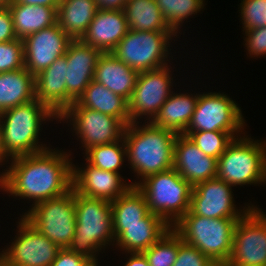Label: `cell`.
I'll return each mask as SVG.
<instances>
[{
    "label": "cell",
    "mask_w": 266,
    "mask_h": 266,
    "mask_svg": "<svg viewBox=\"0 0 266 266\" xmlns=\"http://www.w3.org/2000/svg\"><path fill=\"white\" fill-rule=\"evenodd\" d=\"M70 156L69 152L49 148L15 157L0 174V189L13 197L32 201L31 207L64 195L72 189Z\"/></svg>",
    "instance_id": "1"
},
{
    "label": "cell",
    "mask_w": 266,
    "mask_h": 266,
    "mask_svg": "<svg viewBox=\"0 0 266 266\" xmlns=\"http://www.w3.org/2000/svg\"><path fill=\"white\" fill-rule=\"evenodd\" d=\"M134 122L126 126L125 140L128 165L137 180V186L146 177L173 168V148L178 134L154 125L152 122Z\"/></svg>",
    "instance_id": "2"
},
{
    "label": "cell",
    "mask_w": 266,
    "mask_h": 266,
    "mask_svg": "<svg viewBox=\"0 0 266 266\" xmlns=\"http://www.w3.org/2000/svg\"><path fill=\"white\" fill-rule=\"evenodd\" d=\"M75 216V233L67 249L99 266V252L108 245L115 246L111 202L86 197L75 191Z\"/></svg>",
    "instance_id": "3"
},
{
    "label": "cell",
    "mask_w": 266,
    "mask_h": 266,
    "mask_svg": "<svg viewBox=\"0 0 266 266\" xmlns=\"http://www.w3.org/2000/svg\"><path fill=\"white\" fill-rule=\"evenodd\" d=\"M54 119L59 117L37 98L1 112L0 127L7 153L15 158L49 149L39 142V135L43 122Z\"/></svg>",
    "instance_id": "4"
},
{
    "label": "cell",
    "mask_w": 266,
    "mask_h": 266,
    "mask_svg": "<svg viewBox=\"0 0 266 266\" xmlns=\"http://www.w3.org/2000/svg\"><path fill=\"white\" fill-rule=\"evenodd\" d=\"M240 218H206L190 210L172 227L184 242L196 247L218 266H225L233 248V234Z\"/></svg>",
    "instance_id": "5"
},
{
    "label": "cell",
    "mask_w": 266,
    "mask_h": 266,
    "mask_svg": "<svg viewBox=\"0 0 266 266\" xmlns=\"http://www.w3.org/2000/svg\"><path fill=\"white\" fill-rule=\"evenodd\" d=\"M244 133L218 158L217 178L231 186L266 184V140Z\"/></svg>",
    "instance_id": "6"
},
{
    "label": "cell",
    "mask_w": 266,
    "mask_h": 266,
    "mask_svg": "<svg viewBox=\"0 0 266 266\" xmlns=\"http://www.w3.org/2000/svg\"><path fill=\"white\" fill-rule=\"evenodd\" d=\"M136 187L144 194L149 211L171 228L190 209L193 187L174 168L150 175Z\"/></svg>",
    "instance_id": "7"
},
{
    "label": "cell",
    "mask_w": 266,
    "mask_h": 266,
    "mask_svg": "<svg viewBox=\"0 0 266 266\" xmlns=\"http://www.w3.org/2000/svg\"><path fill=\"white\" fill-rule=\"evenodd\" d=\"M175 36L179 35L174 31H134L129 29L111 53L138 73L156 70L170 64L168 56L171 55L170 47H173L170 44Z\"/></svg>",
    "instance_id": "8"
},
{
    "label": "cell",
    "mask_w": 266,
    "mask_h": 266,
    "mask_svg": "<svg viewBox=\"0 0 266 266\" xmlns=\"http://www.w3.org/2000/svg\"><path fill=\"white\" fill-rule=\"evenodd\" d=\"M22 216L55 245L68 248L76 227L75 190L37 203Z\"/></svg>",
    "instance_id": "9"
},
{
    "label": "cell",
    "mask_w": 266,
    "mask_h": 266,
    "mask_svg": "<svg viewBox=\"0 0 266 266\" xmlns=\"http://www.w3.org/2000/svg\"><path fill=\"white\" fill-rule=\"evenodd\" d=\"M246 126L241 107L221 92H204L198 96L195 111L184 133L199 131L244 132Z\"/></svg>",
    "instance_id": "10"
},
{
    "label": "cell",
    "mask_w": 266,
    "mask_h": 266,
    "mask_svg": "<svg viewBox=\"0 0 266 266\" xmlns=\"http://www.w3.org/2000/svg\"><path fill=\"white\" fill-rule=\"evenodd\" d=\"M67 120V121H66ZM65 121L77 138L80 139L82 150L97 145L113 143L121 140L126 125L118 118L99 111L84 108L76 101L59 117L57 122Z\"/></svg>",
    "instance_id": "11"
},
{
    "label": "cell",
    "mask_w": 266,
    "mask_h": 266,
    "mask_svg": "<svg viewBox=\"0 0 266 266\" xmlns=\"http://www.w3.org/2000/svg\"><path fill=\"white\" fill-rule=\"evenodd\" d=\"M17 235L0 253L5 266H51L61 248L20 215Z\"/></svg>",
    "instance_id": "12"
},
{
    "label": "cell",
    "mask_w": 266,
    "mask_h": 266,
    "mask_svg": "<svg viewBox=\"0 0 266 266\" xmlns=\"http://www.w3.org/2000/svg\"><path fill=\"white\" fill-rule=\"evenodd\" d=\"M262 210L254 205L237 221L225 266H266V214Z\"/></svg>",
    "instance_id": "13"
},
{
    "label": "cell",
    "mask_w": 266,
    "mask_h": 266,
    "mask_svg": "<svg viewBox=\"0 0 266 266\" xmlns=\"http://www.w3.org/2000/svg\"><path fill=\"white\" fill-rule=\"evenodd\" d=\"M171 66L139 72L128 101L130 123L143 118L151 122L173 92ZM172 87V88H171ZM145 116V117H144Z\"/></svg>",
    "instance_id": "14"
},
{
    "label": "cell",
    "mask_w": 266,
    "mask_h": 266,
    "mask_svg": "<svg viewBox=\"0 0 266 266\" xmlns=\"http://www.w3.org/2000/svg\"><path fill=\"white\" fill-rule=\"evenodd\" d=\"M233 186L216 178L196 184L191 192L190 211L206 218H241L254 205L237 209ZM242 209V210H241Z\"/></svg>",
    "instance_id": "15"
},
{
    "label": "cell",
    "mask_w": 266,
    "mask_h": 266,
    "mask_svg": "<svg viewBox=\"0 0 266 266\" xmlns=\"http://www.w3.org/2000/svg\"><path fill=\"white\" fill-rule=\"evenodd\" d=\"M72 39L56 23L23 39L24 67L34 76L64 56Z\"/></svg>",
    "instance_id": "16"
},
{
    "label": "cell",
    "mask_w": 266,
    "mask_h": 266,
    "mask_svg": "<svg viewBox=\"0 0 266 266\" xmlns=\"http://www.w3.org/2000/svg\"><path fill=\"white\" fill-rule=\"evenodd\" d=\"M102 52L81 40H72L66 50L67 109L78 100L94 79L96 63Z\"/></svg>",
    "instance_id": "17"
},
{
    "label": "cell",
    "mask_w": 266,
    "mask_h": 266,
    "mask_svg": "<svg viewBox=\"0 0 266 266\" xmlns=\"http://www.w3.org/2000/svg\"><path fill=\"white\" fill-rule=\"evenodd\" d=\"M83 168L73 164L72 188L86 197L115 201L123 195L130 187V181H124L120 173L105 171L85 163Z\"/></svg>",
    "instance_id": "18"
},
{
    "label": "cell",
    "mask_w": 266,
    "mask_h": 266,
    "mask_svg": "<svg viewBox=\"0 0 266 266\" xmlns=\"http://www.w3.org/2000/svg\"><path fill=\"white\" fill-rule=\"evenodd\" d=\"M218 159L205 155L192 140L178 134L173 148V168L192 187L217 177Z\"/></svg>",
    "instance_id": "19"
},
{
    "label": "cell",
    "mask_w": 266,
    "mask_h": 266,
    "mask_svg": "<svg viewBox=\"0 0 266 266\" xmlns=\"http://www.w3.org/2000/svg\"><path fill=\"white\" fill-rule=\"evenodd\" d=\"M129 30L122 10H97L86 33L80 39L99 49L102 53L112 52Z\"/></svg>",
    "instance_id": "20"
},
{
    "label": "cell",
    "mask_w": 266,
    "mask_h": 266,
    "mask_svg": "<svg viewBox=\"0 0 266 266\" xmlns=\"http://www.w3.org/2000/svg\"><path fill=\"white\" fill-rule=\"evenodd\" d=\"M67 68L64 55L35 76L36 98L58 117L67 110Z\"/></svg>",
    "instance_id": "21"
},
{
    "label": "cell",
    "mask_w": 266,
    "mask_h": 266,
    "mask_svg": "<svg viewBox=\"0 0 266 266\" xmlns=\"http://www.w3.org/2000/svg\"><path fill=\"white\" fill-rule=\"evenodd\" d=\"M170 229L161 217L149 212L143 218V223L124 225V231L115 239L114 244L125 253L143 252Z\"/></svg>",
    "instance_id": "22"
},
{
    "label": "cell",
    "mask_w": 266,
    "mask_h": 266,
    "mask_svg": "<svg viewBox=\"0 0 266 266\" xmlns=\"http://www.w3.org/2000/svg\"><path fill=\"white\" fill-rule=\"evenodd\" d=\"M138 72L118 60L111 52L102 53L96 63L94 79L114 94L130 100Z\"/></svg>",
    "instance_id": "23"
},
{
    "label": "cell",
    "mask_w": 266,
    "mask_h": 266,
    "mask_svg": "<svg viewBox=\"0 0 266 266\" xmlns=\"http://www.w3.org/2000/svg\"><path fill=\"white\" fill-rule=\"evenodd\" d=\"M177 92L171 93L151 122L176 134H184L195 111L199 93Z\"/></svg>",
    "instance_id": "24"
},
{
    "label": "cell",
    "mask_w": 266,
    "mask_h": 266,
    "mask_svg": "<svg viewBox=\"0 0 266 266\" xmlns=\"http://www.w3.org/2000/svg\"><path fill=\"white\" fill-rule=\"evenodd\" d=\"M35 98V76L25 67L0 73V113Z\"/></svg>",
    "instance_id": "25"
},
{
    "label": "cell",
    "mask_w": 266,
    "mask_h": 266,
    "mask_svg": "<svg viewBox=\"0 0 266 266\" xmlns=\"http://www.w3.org/2000/svg\"><path fill=\"white\" fill-rule=\"evenodd\" d=\"M76 102L84 108L118 118L126 126L130 124L128 101L95 80L90 82Z\"/></svg>",
    "instance_id": "26"
},
{
    "label": "cell",
    "mask_w": 266,
    "mask_h": 266,
    "mask_svg": "<svg viewBox=\"0 0 266 266\" xmlns=\"http://www.w3.org/2000/svg\"><path fill=\"white\" fill-rule=\"evenodd\" d=\"M97 10L95 0H60L57 24L72 40H80Z\"/></svg>",
    "instance_id": "27"
},
{
    "label": "cell",
    "mask_w": 266,
    "mask_h": 266,
    "mask_svg": "<svg viewBox=\"0 0 266 266\" xmlns=\"http://www.w3.org/2000/svg\"><path fill=\"white\" fill-rule=\"evenodd\" d=\"M9 10L17 39L43 30L57 23V8L11 3Z\"/></svg>",
    "instance_id": "28"
},
{
    "label": "cell",
    "mask_w": 266,
    "mask_h": 266,
    "mask_svg": "<svg viewBox=\"0 0 266 266\" xmlns=\"http://www.w3.org/2000/svg\"><path fill=\"white\" fill-rule=\"evenodd\" d=\"M111 212L116 239L124 231V225L143 223V218L150 211L144 194L136 186H131L111 202Z\"/></svg>",
    "instance_id": "29"
},
{
    "label": "cell",
    "mask_w": 266,
    "mask_h": 266,
    "mask_svg": "<svg viewBox=\"0 0 266 266\" xmlns=\"http://www.w3.org/2000/svg\"><path fill=\"white\" fill-rule=\"evenodd\" d=\"M124 13L130 30L173 31L155 0H127Z\"/></svg>",
    "instance_id": "30"
},
{
    "label": "cell",
    "mask_w": 266,
    "mask_h": 266,
    "mask_svg": "<svg viewBox=\"0 0 266 266\" xmlns=\"http://www.w3.org/2000/svg\"><path fill=\"white\" fill-rule=\"evenodd\" d=\"M83 154H85V161L92 166L105 171L120 173L119 170L127 158L125 140L122 138L117 142L97 145L89 148Z\"/></svg>",
    "instance_id": "31"
},
{
    "label": "cell",
    "mask_w": 266,
    "mask_h": 266,
    "mask_svg": "<svg viewBox=\"0 0 266 266\" xmlns=\"http://www.w3.org/2000/svg\"><path fill=\"white\" fill-rule=\"evenodd\" d=\"M169 27L178 35L187 18L204 9L205 0H155ZM180 30V31H179ZM179 31V32H178Z\"/></svg>",
    "instance_id": "32"
},
{
    "label": "cell",
    "mask_w": 266,
    "mask_h": 266,
    "mask_svg": "<svg viewBox=\"0 0 266 266\" xmlns=\"http://www.w3.org/2000/svg\"><path fill=\"white\" fill-rule=\"evenodd\" d=\"M182 242L181 236L171 228L156 243L142 253L147 258L149 266H173Z\"/></svg>",
    "instance_id": "33"
},
{
    "label": "cell",
    "mask_w": 266,
    "mask_h": 266,
    "mask_svg": "<svg viewBox=\"0 0 266 266\" xmlns=\"http://www.w3.org/2000/svg\"><path fill=\"white\" fill-rule=\"evenodd\" d=\"M192 142L207 156L218 159L240 132L199 131L187 135Z\"/></svg>",
    "instance_id": "34"
},
{
    "label": "cell",
    "mask_w": 266,
    "mask_h": 266,
    "mask_svg": "<svg viewBox=\"0 0 266 266\" xmlns=\"http://www.w3.org/2000/svg\"><path fill=\"white\" fill-rule=\"evenodd\" d=\"M24 68V45L22 39L0 43V73Z\"/></svg>",
    "instance_id": "35"
},
{
    "label": "cell",
    "mask_w": 266,
    "mask_h": 266,
    "mask_svg": "<svg viewBox=\"0 0 266 266\" xmlns=\"http://www.w3.org/2000/svg\"><path fill=\"white\" fill-rule=\"evenodd\" d=\"M239 8L242 31L266 26V0H241Z\"/></svg>",
    "instance_id": "36"
},
{
    "label": "cell",
    "mask_w": 266,
    "mask_h": 266,
    "mask_svg": "<svg viewBox=\"0 0 266 266\" xmlns=\"http://www.w3.org/2000/svg\"><path fill=\"white\" fill-rule=\"evenodd\" d=\"M173 266H218L196 247L182 242Z\"/></svg>",
    "instance_id": "37"
},
{
    "label": "cell",
    "mask_w": 266,
    "mask_h": 266,
    "mask_svg": "<svg viewBox=\"0 0 266 266\" xmlns=\"http://www.w3.org/2000/svg\"><path fill=\"white\" fill-rule=\"evenodd\" d=\"M244 32L246 35L244 46L249 57H264L266 55V26L245 30L243 34Z\"/></svg>",
    "instance_id": "38"
},
{
    "label": "cell",
    "mask_w": 266,
    "mask_h": 266,
    "mask_svg": "<svg viewBox=\"0 0 266 266\" xmlns=\"http://www.w3.org/2000/svg\"><path fill=\"white\" fill-rule=\"evenodd\" d=\"M51 266H97L89 258L69 251L67 248L61 249L52 262Z\"/></svg>",
    "instance_id": "39"
},
{
    "label": "cell",
    "mask_w": 266,
    "mask_h": 266,
    "mask_svg": "<svg viewBox=\"0 0 266 266\" xmlns=\"http://www.w3.org/2000/svg\"><path fill=\"white\" fill-rule=\"evenodd\" d=\"M17 39L9 7L0 8V43Z\"/></svg>",
    "instance_id": "40"
},
{
    "label": "cell",
    "mask_w": 266,
    "mask_h": 266,
    "mask_svg": "<svg viewBox=\"0 0 266 266\" xmlns=\"http://www.w3.org/2000/svg\"><path fill=\"white\" fill-rule=\"evenodd\" d=\"M98 10L124 11L127 0H95Z\"/></svg>",
    "instance_id": "41"
},
{
    "label": "cell",
    "mask_w": 266,
    "mask_h": 266,
    "mask_svg": "<svg viewBox=\"0 0 266 266\" xmlns=\"http://www.w3.org/2000/svg\"><path fill=\"white\" fill-rule=\"evenodd\" d=\"M130 254L129 259L127 258L124 266H149L148 260L142 252L125 253Z\"/></svg>",
    "instance_id": "42"
},
{
    "label": "cell",
    "mask_w": 266,
    "mask_h": 266,
    "mask_svg": "<svg viewBox=\"0 0 266 266\" xmlns=\"http://www.w3.org/2000/svg\"><path fill=\"white\" fill-rule=\"evenodd\" d=\"M12 3L46 7H58L60 0H12Z\"/></svg>",
    "instance_id": "43"
},
{
    "label": "cell",
    "mask_w": 266,
    "mask_h": 266,
    "mask_svg": "<svg viewBox=\"0 0 266 266\" xmlns=\"http://www.w3.org/2000/svg\"><path fill=\"white\" fill-rule=\"evenodd\" d=\"M12 159L13 158L6 151V148L4 145L3 134H2L1 127H0V165L3 166L5 164H7L6 162H8V164H10ZM9 160H10V162H9Z\"/></svg>",
    "instance_id": "44"
},
{
    "label": "cell",
    "mask_w": 266,
    "mask_h": 266,
    "mask_svg": "<svg viewBox=\"0 0 266 266\" xmlns=\"http://www.w3.org/2000/svg\"><path fill=\"white\" fill-rule=\"evenodd\" d=\"M12 3V0H0V8L8 7Z\"/></svg>",
    "instance_id": "45"
}]
</instances>
